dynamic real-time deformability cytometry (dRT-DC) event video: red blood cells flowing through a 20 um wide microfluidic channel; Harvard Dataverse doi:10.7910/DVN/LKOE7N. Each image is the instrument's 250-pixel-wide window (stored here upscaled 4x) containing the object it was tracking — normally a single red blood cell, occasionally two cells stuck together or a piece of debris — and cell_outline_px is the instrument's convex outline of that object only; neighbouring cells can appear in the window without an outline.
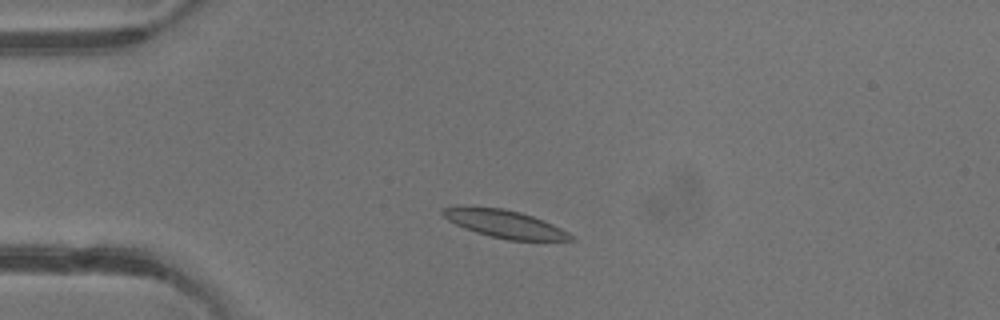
{"species": "common noctule bat (a hibernating species)", "species_latin": "Nyctalus noctula", "temperature_condition": "warm", "stored_images_in_passage": 3, "camera_frame_rate_fps": 3000, "um_per_image_px": 0.085, "animal": {"sex": "male", "body_mass_g": 13.3}, "frame": {"image": 1, "passage_image": 2, "time_ms": 1.333, "image_size_px": [1000, 320], "cell_outline_px": [[576, 240], [508, 240], [476, 232], [464, 228], [448, 220], [440, 212], [444, 208], [504, 208], [520, 212], [532, 216], [552, 224], [568, 232]], "centroid_in_image_um": [42.95, 19.05], "position_along_channel_um": 42.1, "area_um2": 19.94}}